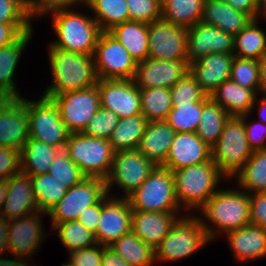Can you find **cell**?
<instances>
[{
  "label": "cell",
  "mask_w": 266,
  "mask_h": 266,
  "mask_svg": "<svg viewBox=\"0 0 266 266\" xmlns=\"http://www.w3.org/2000/svg\"><path fill=\"white\" fill-rule=\"evenodd\" d=\"M48 50L54 82L46 88L44 97H55L97 85L99 79L93 55L53 48L51 45Z\"/></svg>",
  "instance_id": "obj_1"
},
{
  "label": "cell",
  "mask_w": 266,
  "mask_h": 266,
  "mask_svg": "<svg viewBox=\"0 0 266 266\" xmlns=\"http://www.w3.org/2000/svg\"><path fill=\"white\" fill-rule=\"evenodd\" d=\"M200 210L205 218L203 220L200 217V220L209 241L216 238L221 230V233L227 234L250 225L249 194L239 189L218 190L198 211Z\"/></svg>",
  "instance_id": "obj_2"
},
{
  "label": "cell",
  "mask_w": 266,
  "mask_h": 266,
  "mask_svg": "<svg viewBox=\"0 0 266 266\" xmlns=\"http://www.w3.org/2000/svg\"><path fill=\"white\" fill-rule=\"evenodd\" d=\"M172 173L177 203L180 207L193 211L200 209L219 190L217 185L222 178H227L212 159L173 170Z\"/></svg>",
  "instance_id": "obj_3"
},
{
  "label": "cell",
  "mask_w": 266,
  "mask_h": 266,
  "mask_svg": "<svg viewBox=\"0 0 266 266\" xmlns=\"http://www.w3.org/2000/svg\"><path fill=\"white\" fill-rule=\"evenodd\" d=\"M52 26L58 37L53 48L93 55L98 37L102 32L92 17L72 9L52 12Z\"/></svg>",
  "instance_id": "obj_4"
},
{
  "label": "cell",
  "mask_w": 266,
  "mask_h": 266,
  "mask_svg": "<svg viewBox=\"0 0 266 266\" xmlns=\"http://www.w3.org/2000/svg\"><path fill=\"white\" fill-rule=\"evenodd\" d=\"M252 154L242 118L230 116L211 148V159L225 177L233 178Z\"/></svg>",
  "instance_id": "obj_5"
},
{
  "label": "cell",
  "mask_w": 266,
  "mask_h": 266,
  "mask_svg": "<svg viewBox=\"0 0 266 266\" xmlns=\"http://www.w3.org/2000/svg\"><path fill=\"white\" fill-rule=\"evenodd\" d=\"M64 149L86 177L106 180L115 154L109 140L70 133Z\"/></svg>",
  "instance_id": "obj_6"
},
{
  "label": "cell",
  "mask_w": 266,
  "mask_h": 266,
  "mask_svg": "<svg viewBox=\"0 0 266 266\" xmlns=\"http://www.w3.org/2000/svg\"><path fill=\"white\" fill-rule=\"evenodd\" d=\"M132 210L179 212L172 171L157 166L148 178L128 197ZM179 208V209H178Z\"/></svg>",
  "instance_id": "obj_7"
},
{
  "label": "cell",
  "mask_w": 266,
  "mask_h": 266,
  "mask_svg": "<svg viewBox=\"0 0 266 266\" xmlns=\"http://www.w3.org/2000/svg\"><path fill=\"white\" fill-rule=\"evenodd\" d=\"M209 239L200 217L184 215L180 217L161 244L154 249L155 261H177L191 256L208 244Z\"/></svg>",
  "instance_id": "obj_8"
},
{
  "label": "cell",
  "mask_w": 266,
  "mask_h": 266,
  "mask_svg": "<svg viewBox=\"0 0 266 266\" xmlns=\"http://www.w3.org/2000/svg\"><path fill=\"white\" fill-rule=\"evenodd\" d=\"M29 119V138L63 149L70 132L61 120L55 102L41 96L39 101L25 99Z\"/></svg>",
  "instance_id": "obj_9"
},
{
  "label": "cell",
  "mask_w": 266,
  "mask_h": 266,
  "mask_svg": "<svg viewBox=\"0 0 266 266\" xmlns=\"http://www.w3.org/2000/svg\"><path fill=\"white\" fill-rule=\"evenodd\" d=\"M106 181L98 177H85L68 189L66 195L47 213L52 228L59 223L75 221L91 205L99 203L106 195Z\"/></svg>",
  "instance_id": "obj_10"
},
{
  "label": "cell",
  "mask_w": 266,
  "mask_h": 266,
  "mask_svg": "<svg viewBox=\"0 0 266 266\" xmlns=\"http://www.w3.org/2000/svg\"><path fill=\"white\" fill-rule=\"evenodd\" d=\"M93 58L98 79H134L137 61L107 31L100 33Z\"/></svg>",
  "instance_id": "obj_11"
},
{
  "label": "cell",
  "mask_w": 266,
  "mask_h": 266,
  "mask_svg": "<svg viewBox=\"0 0 266 266\" xmlns=\"http://www.w3.org/2000/svg\"><path fill=\"white\" fill-rule=\"evenodd\" d=\"M157 165L145 157L138 149L117 151L114 154L111 170L106 178L107 192L115 184L128 197L155 170Z\"/></svg>",
  "instance_id": "obj_12"
},
{
  "label": "cell",
  "mask_w": 266,
  "mask_h": 266,
  "mask_svg": "<svg viewBox=\"0 0 266 266\" xmlns=\"http://www.w3.org/2000/svg\"><path fill=\"white\" fill-rule=\"evenodd\" d=\"M47 98L57 105L61 120L70 133H81L101 106L97 85Z\"/></svg>",
  "instance_id": "obj_13"
},
{
  "label": "cell",
  "mask_w": 266,
  "mask_h": 266,
  "mask_svg": "<svg viewBox=\"0 0 266 266\" xmlns=\"http://www.w3.org/2000/svg\"><path fill=\"white\" fill-rule=\"evenodd\" d=\"M101 200V215L94 238L97 244L110 246L121 236L131 232L132 208L126 197Z\"/></svg>",
  "instance_id": "obj_14"
},
{
  "label": "cell",
  "mask_w": 266,
  "mask_h": 266,
  "mask_svg": "<svg viewBox=\"0 0 266 266\" xmlns=\"http://www.w3.org/2000/svg\"><path fill=\"white\" fill-rule=\"evenodd\" d=\"M148 57L187 60V28L160 19L148 24Z\"/></svg>",
  "instance_id": "obj_15"
},
{
  "label": "cell",
  "mask_w": 266,
  "mask_h": 266,
  "mask_svg": "<svg viewBox=\"0 0 266 266\" xmlns=\"http://www.w3.org/2000/svg\"><path fill=\"white\" fill-rule=\"evenodd\" d=\"M101 107L110 109L119 119L141 114L140 89L134 80L99 79Z\"/></svg>",
  "instance_id": "obj_16"
},
{
  "label": "cell",
  "mask_w": 266,
  "mask_h": 266,
  "mask_svg": "<svg viewBox=\"0 0 266 266\" xmlns=\"http://www.w3.org/2000/svg\"><path fill=\"white\" fill-rule=\"evenodd\" d=\"M234 36L201 21L187 28L186 56L188 64L210 53L234 52Z\"/></svg>",
  "instance_id": "obj_17"
},
{
  "label": "cell",
  "mask_w": 266,
  "mask_h": 266,
  "mask_svg": "<svg viewBox=\"0 0 266 266\" xmlns=\"http://www.w3.org/2000/svg\"><path fill=\"white\" fill-rule=\"evenodd\" d=\"M189 72L187 60H161L148 57L137 63L134 82L139 89L171 88Z\"/></svg>",
  "instance_id": "obj_18"
},
{
  "label": "cell",
  "mask_w": 266,
  "mask_h": 266,
  "mask_svg": "<svg viewBox=\"0 0 266 266\" xmlns=\"http://www.w3.org/2000/svg\"><path fill=\"white\" fill-rule=\"evenodd\" d=\"M38 213V214H37ZM42 212L9 220L8 246L14 257H31L40 247L45 235L40 218ZM40 218V219H39Z\"/></svg>",
  "instance_id": "obj_19"
},
{
  "label": "cell",
  "mask_w": 266,
  "mask_h": 266,
  "mask_svg": "<svg viewBox=\"0 0 266 266\" xmlns=\"http://www.w3.org/2000/svg\"><path fill=\"white\" fill-rule=\"evenodd\" d=\"M211 160V147L197 133L176 132L162 167L170 171L198 165Z\"/></svg>",
  "instance_id": "obj_20"
},
{
  "label": "cell",
  "mask_w": 266,
  "mask_h": 266,
  "mask_svg": "<svg viewBox=\"0 0 266 266\" xmlns=\"http://www.w3.org/2000/svg\"><path fill=\"white\" fill-rule=\"evenodd\" d=\"M29 139V119L25 98L12 99L0 111V147L22 150Z\"/></svg>",
  "instance_id": "obj_21"
},
{
  "label": "cell",
  "mask_w": 266,
  "mask_h": 266,
  "mask_svg": "<svg viewBox=\"0 0 266 266\" xmlns=\"http://www.w3.org/2000/svg\"><path fill=\"white\" fill-rule=\"evenodd\" d=\"M233 59L234 54L210 53L189 64V72L209 96L217 87L231 78Z\"/></svg>",
  "instance_id": "obj_22"
},
{
  "label": "cell",
  "mask_w": 266,
  "mask_h": 266,
  "mask_svg": "<svg viewBox=\"0 0 266 266\" xmlns=\"http://www.w3.org/2000/svg\"><path fill=\"white\" fill-rule=\"evenodd\" d=\"M179 212L132 211L131 231L143 242L156 249L167 236Z\"/></svg>",
  "instance_id": "obj_23"
},
{
  "label": "cell",
  "mask_w": 266,
  "mask_h": 266,
  "mask_svg": "<svg viewBox=\"0 0 266 266\" xmlns=\"http://www.w3.org/2000/svg\"><path fill=\"white\" fill-rule=\"evenodd\" d=\"M7 180V196L2 216L10 220L40 212L34 198L30 176L19 173Z\"/></svg>",
  "instance_id": "obj_24"
},
{
  "label": "cell",
  "mask_w": 266,
  "mask_h": 266,
  "mask_svg": "<svg viewBox=\"0 0 266 266\" xmlns=\"http://www.w3.org/2000/svg\"><path fill=\"white\" fill-rule=\"evenodd\" d=\"M257 94L248 88H244L232 81H225L210 95V99L219 104L230 116L240 117L251 114L255 108Z\"/></svg>",
  "instance_id": "obj_25"
},
{
  "label": "cell",
  "mask_w": 266,
  "mask_h": 266,
  "mask_svg": "<svg viewBox=\"0 0 266 266\" xmlns=\"http://www.w3.org/2000/svg\"><path fill=\"white\" fill-rule=\"evenodd\" d=\"M175 134L165 120L148 122L137 149L157 166H162Z\"/></svg>",
  "instance_id": "obj_26"
},
{
  "label": "cell",
  "mask_w": 266,
  "mask_h": 266,
  "mask_svg": "<svg viewBox=\"0 0 266 266\" xmlns=\"http://www.w3.org/2000/svg\"><path fill=\"white\" fill-rule=\"evenodd\" d=\"M226 236L238 262L266 257V229L247 225Z\"/></svg>",
  "instance_id": "obj_27"
},
{
  "label": "cell",
  "mask_w": 266,
  "mask_h": 266,
  "mask_svg": "<svg viewBox=\"0 0 266 266\" xmlns=\"http://www.w3.org/2000/svg\"><path fill=\"white\" fill-rule=\"evenodd\" d=\"M252 18L235 10L230 4L221 0H205L201 22L213 25L233 36L239 34Z\"/></svg>",
  "instance_id": "obj_28"
},
{
  "label": "cell",
  "mask_w": 266,
  "mask_h": 266,
  "mask_svg": "<svg viewBox=\"0 0 266 266\" xmlns=\"http://www.w3.org/2000/svg\"><path fill=\"white\" fill-rule=\"evenodd\" d=\"M107 32L124 46L137 63L148 58V24L130 20Z\"/></svg>",
  "instance_id": "obj_29"
},
{
  "label": "cell",
  "mask_w": 266,
  "mask_h": 266,
  "mask_svg": "<svg viewBox=\"0 0 266 266\" xmlns=\"http://www.w3.org/2000/svg\"><path fill=\"white\" fill-rule=\"evenodd\" d=\"M33 28L23 33L13 43L0 47V90H3L13 99H20L22 96L16 90L13 76L17 68L20 56L31 39Z\"/></svg>",
  "instance_id": "obj_30"
},
{
  "label": "cell",
  "mask_w": 266,
  "mask_h": 266,
  "mask_svg": "<svg viewBox=\"0 0 266 266\" xmlns=\"http://www.w3.org/2000/svg\"><path fill=\"white\" fill-rule=\"evenodd\" d=\"M60 148L29 138L21 150V173L37 176L48 173Z\"/></svg>",
  "instance_id": "obj_31"
},
{
  "label": "cell",
  "mask_w": 266,
  "mask_h": 266,
  "mask_svg": "<svg viewBox=\"0 0 266 266\" xmlns=\"http://www.w3.org/2000/svg\"><path fill=\"white\" fill-rule=\"evenodd\" d=\"M205 0H161V19L185 28L198 23Z\"/></svg>",
  "instance_id": "obj_32"
},
{
  "label": "cell",
  "mask_w": 266,
  "mask_h": 266,
  "mask_svg": "<svg viewBox=\"0 0 266 266\" xmlns=\"http://www.w3.org/2000/svg\"><path fill=\"white\" fill-rule=\"evenodd\" d=\"M147 124L148 120L142 114L119 119L109 138L113 150L117 152L137 149Z\"/></svg>",
  "instance_id": "obj_33"
},
{
  "label": "cell",
  "mask_w": 266,
  "mask_h": 266,
  "mask_svg": "<svg viewBox=\"0 0 266 266\" xmlns=\"http://www.w3.org/2000/svg\"><path fill=\"white\" fill-rule=\"evenodd\" d=\"M234 177L241 190L248 194L266 192V149L254 150Z\"/></svg>",
  "instance_id": "obj_34"
},
{
  "label": "cell",
  "mask_w": 266,
  "mask_h": 266,
  "mask_svg": "<svg viewBox=\"0 0 266 266\" xmlns=\"http://www.w3.org/2000/svg\"><path fill=\"white\" fill-rule=\"evenodd\" d=\"M109 247L131 266H153L155 262L154 249L140 240L132 231L121 236Z\"/></svg>",
  "instance_id": "obj_35"
},
{
  "label": "cell",
  "mask_w": 266,
  "mask_h": 266,
  "mask_svg": "<svg viewBox=\"0 0 266 266\" xmlns=\"http://www.w3.org/2000/svg\"><path fill=\"white\" fill-rule=\"evenodd\" d=\"M258 20L251 22L234 36V56L260 60L266 54V34L257 26Z\"/></svg>",
  "instance_id": "obj_36"
},
{
  "label": "cell",
  "mask_w": 266,
  "mask_h": 266,
  "mask_svg": "<svg viewBox=\"0 0 266 266\" xmlns=\"http://www.w3.org/2000/svg\"><path fill=\"white\" fill-rule=\"evenodd\" d=\"M230 115L219 105L209 99L202 108L199 117L197 136L209 147L217 142Z\"/></svg>",
  "instance_id": "obj_37"
},
{
  "label": "cell",
  "mask_w": 266,
  "mask_h": 266,
  "mask_svg": "<svg viewBox=\"0 0 266 266\" xmlns=\"http://www.w3.org/2000/svg\"><path fill=\"white\" fill-rule=\"evenodd\" d=\"M30 179L36 204L40 212L44 215H46L68 191V188L54 178L49 172L37 176H30Z\"/></svg>",
  "instance_id": "obj_38"
},
{
  "label": "cell",
  "mask_w": 266,
  "mask_h": 266,
  "mask_svg": "<svg viewBox=\"0 0 266 266\" xmlns=\"http://www.w3.org/2000/svg\"><path fill=\"white\" fill-rule=\"evenodd\" d=\"M141 114L148 120L164 121L172 110L170 88L140 89Z\"/></svg>",
  "instance_id": "obj_39"
},
{
  "label": "cell",
  "mask_w": 266,
  "mask_h": 266,
  "mask_svg": "<svg viewBox=\"0 0 266 266\" xmlns=\"http://www.w3.org/2000/svg\"><path fill=\"white\" fill-rule=\"evenodd\" d=\"M93 17L101 31H109L112 27L130 21L126 0H93L89 5Z\"/></svg>",
  "instance_id": "obj_40"
},
{
  "label": "cell",
  "mask_w": 266,
  "mask_h": 266,
  "mask_svg": "<svg viewBox=\"0 0 266 266\" xmlns=\"http://www.w3.org/2000/svg\"><path fill=\"white\" fill-rule=\"evenodd\" d=\"M207 101H199L185 105H173L166 122L175 132L196 133L203 105Z\"/></svg>",
  "instance_id": "obj_41"
},
{
  "label": "cell",
  "mask_w": 266,
  "mask_h": 266,
  "mask_svg": "<svg viewBox=\"0 0 266 266\" xmlns=\"http://www.w3.org/2000/svg\"><path fill=\"white\" fill-rule=\"evenodd\" d=\"M53 229H57V236L68 252L96 244L94 233L77 220L56 224Z\"/></svg>",
  "instance_id": "obj_42"
},
{
  "label": "cell",
  "mask_w": 266,
  "mask_h": 266,
  "mask_svg": "<svg viewBox=\"0 0 266 266\" xmlns=\"http://www.w3.org/2000/svg\"><path fill=\"white\" fill-rule=\"evenodd\" d=\"M230 79L244 88L253 90L257 94L260 85L259 60L234 56Z\"/></svg>",
  "instance_id": "obj_43"
},
{
  "label": "cell",
  "mask_w": 266,
  "mask_h": 266,
  "mask_svg": "<svg viewBox=\"0 0 266 266\" xmlns=\"http://www.w3.org/2000/svg\"><path fill=\"white\" fill-rule=\"evenodd\" d=\"M49 173L68 189L80 183L86 177L69 158L64 148L60 149L55 156L50 165Z\"/></svg>",
  "instance_id": "obj_44"
},
{
  "label": "cell",
  "mask_w": 266,
  "mask_h": 266,
  "mask_svg": "<svg viewBox=\"0 0 266 266\" xmlns=\"http://www.w3.org/2000/svg\"><path fill=\"white\" fill-rule=\"evenodd\" d=\"M172 105H185L199 101H208L210 97L200 88L195 77L187 72L171 88Z\"/></svg>",
  "instance_id": "obj_45"
},
{
  "label": "cell",
  "mask_w": 266,
  "mask_h": 266,
  "mask_svg": "<svg viewBox=\"0 0 266 266\" xmlns=\"http://www.w3.org/2000/svg\"><path fill=\"white\" fill-rule=\"evenodd\" d=\"M118 121L119 117L114 112L100 106L81 133L88 137L109 140Z\"/></svg>",
  "instance_id": "obj_46"
},
{
  "label": "cell",
  "mask_w": 266,
  "mask_h": 266,
  "mask_svg": "<svg viewBox=\"0 0 266 266\" xmlns=\"http://www.w3.org/2000/svg\"><path fill=\"white\" fill-rule=\"evenodd\" d=\"M131 21L150 24L161 19V0H126Z\"/></svg>",
  "instance_id": "obj_47"
},
{
  "label": "cell",
  "mask_w": 266,
  "mask_h": 266,
  "mask_svg": "<svg viewBox=\"0 0 266 266\" xmlns=\"http://www.w3.org/2000/svg\"><path fill=\"white\" fill-rule=\"evenodd\" d=\"M30 19L18 0H0V24H31Z\"/></svg>",
  "instance_id": "obj_48"
},
{
  "label": "cell",
  "mask_w": 266,
  "mask_h": 266,
  "mask_svg": "<svg viewBox=\"0 0 266 266\" xmlns=\"http://www.w3.org/2000/svg\"><path fill=\"white\" fill-rule=\"evenodd\" d=\"M21 173V151L12 147H0V180Z\"/></svg>",
  "instance_id": "obj_49"
},
{
  "label": "cell",
  "mask_w": 266,
  "mask_h": 266,
  "mask_svg": "<svg viewBox=\"0 0 266 266\" xmlns=\"http://www.w3.org/2000/svg\"><path fill=\"white\" fill-rule=\"evenodd\" d=\"M103 249V245L96 243L83 249L71 251L68 262L73 266H101Z\"/></svg>",
  "instance_id": "obj_50"
},
{
  "label": "cell",
  "mask_w": 266,
  "mask_h": 266,
  "mask_svg": "<svg viewBox=\"0 0 266 266\" xmlns=\"http://www.w3.org/2000/svg\"><path fill=\"white\" fill-rule=\"evenodd\" d=\"M249 114L240 116L244 122L246 137L249 143V146L252 150H261L266 149V124L263 122L255 121L252 124H248L246 120L248 119Z\"/></svg>",
  "instance_id": "obj_51"
},
{
  "label": "cell",
  "mask_w": 266,
  "mask_h": 266,
  "mask_svg": "<svg viewBox=\"0 0 266 266\" xmlns=\"http://www.w3.org/2000/svg\"><path fill=\"white\" fill-rule=\"evenodd\" d=\"M250 225L266 229V192L250 193Z\"/></svg>",
  "instance_id": "obj_52"
},
{
  "label": "cell",
  "mask_w": 266,
  "mask_h": 266,
  "mask_svg": "<svg viewBox=\"0 0 266 266\" xmlns=\"http://www.w3.org/2000/svg\"><path fill=\"white\" fill-rule=\"evenodd\" d=\"M32 24H0V47L16 41L23 33L30 31Z\"/></svg>",
  "instance_id": "obj_53"
},
{
  "label": "cell",
  "mask_w": 266,
  "mask_h": 266,
  "mask_svg": "<svg viewBox=\"0 0 266 266\" xmlns=\"http://www.w3.org/2000/svg\"><path fill=\"white\" fill-rule=\"evenodd\" d=\"M100 215L101 201L86 208L78 217L77 221L82 223L87 229L95 233L97 230Z\"/></svg>",
  "instance_id": "obj_54"
},
{
  "label": "cell",
  "mask_w": 266,
  "mask_h": 266,
  "mask_svg": "<svg viewBox=\"0 0 266 266\" xmlns=\"http://www.w3.org/2000/svg\"><path fill=\"white\" fill-rule=\"evenodd\" d=\"M76 3L80 4L79 0H45L44 4L31 16V19L35 16L39 17L43 14H48L49 12L67 10L73 5L75 6Z\"/></svg>",
  "instance_id": "obj_55"
},
{
  "label": "cell",
  "mask_w": 266,
  "mask_h": 266,
  "mask_svg": "<svg viewBox=\"0 0 266 266\" xmlns=\"http://www.w3.org/2000/svg\"><path fill=\"white\" fill-rule=\"evenodd\" d=\"M230 4L235 10L244 12L252 19H255L257 13V0H221Z\"/></svg>",
  "instance_id": "obj_56"
},
{
  "label": "cell",
  "mask_w": 266,
  "mask_h": 266,
  "mask_svg": "<svg viewBox=\"0 0 266 266\" xmlns=\"http://www.w3.org/2000/svg\"><path fill=\"white\" fill-rule=\"evenodd\" d=\"M101 266H131L109 246H104Z\"/></svg>",
  "instance_id": "obj_57"
},
{
  "label": "cell",
  "mask_w": 266,
  "mask_h": 266,
  "mask_svg": "<svg viewBox=\"0 0 266 266\" xmlns=\"http://www.w3.org/2000/svg\"><path fill=\"white\" fill-rule=\"evenodd\" d=\"M8 224H9V219L0 215V255H3L7 250L9 252Z\"/></svg>",
  "instance_id": "obj_58"
},
{
  "label": "cell",
  "mask_w": 266,
  "mask_h": 266,
  "mask_svg": "<svg viewBox=\"0 0 266 266\" xmlns=\"http://www.w3.org/2000/svg\"><path fill=\"white\" fill-rule=\"evenodd\" d=\"M20 6L31 17L45 2V0H18Z\"/></svg>",
  "instance_id": "obj_59"
},
{
  "label": "cell",
  "mask_w": 266,
  "mask_h": 266,
  "mask_svg": "<svg viewBox=\"0 0 266 266\" xmlns=\"http://www.w3.org/2000/svg\"><path fill=\"white\" fill-rule=\"evenodd\" d=\"M260 67V85H259V95L266 97V54L259 60ZM262 93V94H261Z\"/></svg>",
  "instance_id": "obj_60"
},
{
  "label": "cell",
  "mask_w": 266,
  "mask_h": 266,
  "mask_svg": "<svg viewBox=\"0 0 266 266\" xmlns=\"http://www.w3.org/2000/svg\"><path fill=\"white\" fill-rule=\"evenodd\" d=\"M30 266L29 263L25 262V259L16 257V259H4L0 258V266Z\"/></svg>",
  "instance_id": "obj_61"
},
{
  "label": "cell",
  "mask_w": 266,
  "mask_h": 266,
  "mask_svg": "<svg viewBox=\"0 0 266 266\" xmlns=\"http://www.w3.org/2000/svg\"><path fill=\"white\" fill-rule=\"evenodd\" d=\"M7 186H8V180L1 179L0 180V215L3 209L6 196H7Z\"/></svg>",
  "instance_id": "obj_62"
},
{
  "label": "cell",
  "mask_w": 266,
  "mask_h": 266,
  "mask_svg": "<svg viewBox=\"0 0 266 266\" xmlns=\"http://www.w3.org/2000/svg\"><path fill=\"white\" fill-rule=\"evenodd\" d=\"M261 103H259L260 107L258 109L259 112V118L260 121L263 122L264 124H266V97L263 96V98L260 100Z\"/></svg>",
  "instance_id": "obj_63"
},
{
  "label": "cell",
  "mask_w": 266,
  "mask_h": 266,
  "mask_svg": "<svg viewBox=\"0 0 266 266\" xmlns=\"http://www.w3.org/2000/svg\"><path fill=\"white\" fill-rule=\"evenodd\" d=\"M260 15L266 17V0H257V13L255 19L259 20L258 18Z\"/></svg>",
  "instance_id": "obj_64"
},
{
  "label": "cell",
  "mask_w": 266,
  "mask_h": 266,
  "mask_svg": "<svg viewBox=\"0 0 266 266\" xmlns=\"http://www.w3.org/2000/svg\"><path fill=\"white\" fill-rule=\"evenodd\" d=\"M13 98L3 90H0V111L12 100Z\"/></svg>",
  "instance_id": "obj_65"
},
{
  "label": "cell",
  "mask_w": 266,
  "mask_h": 266,
  "mask_svg": "<svg viewBox=\"0 0 266 266\" xmlns=\"http://www.w3.org/2000/svg\"><path fill=\"white\" fill-rule=\"evenodd\" d=\"M93 0H79L80 3H85L88 6Z\"/></svg>",
  "instance_id": "obj_66"
},
{
  "label": "cell",
  "mask_w": 266,
  "mask_h": 266,
  "mask_svg": "<svg viewBox=\"0 0 266 266\" xmlns=\"http://www.w3.org/2000/svg\"><path fill=\"white\" fill-rule=\"evenodd\" d=\"M61 266H73L70 262L69 263H65V264H62Z\"/></svg>",
  "instance_id": "obj_67"
}]
</instances>
